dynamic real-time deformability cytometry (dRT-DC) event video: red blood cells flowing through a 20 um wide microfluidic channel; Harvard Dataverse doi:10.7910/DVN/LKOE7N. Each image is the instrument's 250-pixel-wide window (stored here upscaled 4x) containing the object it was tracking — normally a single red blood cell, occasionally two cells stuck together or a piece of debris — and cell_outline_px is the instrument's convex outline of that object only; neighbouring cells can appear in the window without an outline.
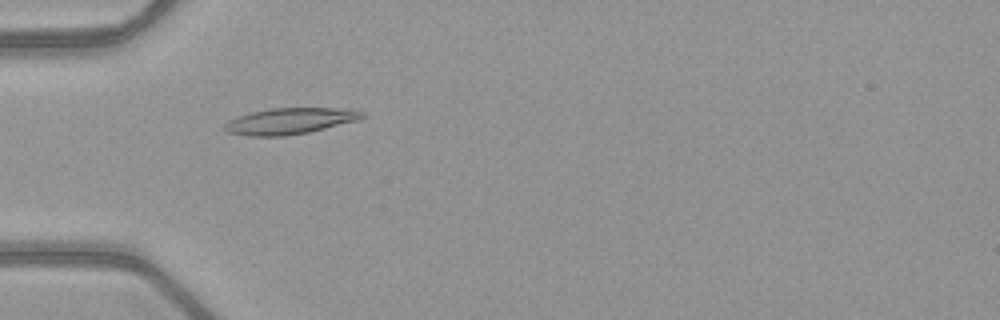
{"species": "common noctule bat (a hibernating species)", "species_latin": "Nyctalus noctula", "temperature_condition": "warm", "stored_images_in_passage": 52, "camera_frame_rate_fps": 3000, "um_per_image_px": 0.085, "animal": {"sex": "female", "body_mass_g": 21.9}, "frame": {"image": 1, "passage_image": 17, "time_ms": 5.333, "image_size_px": [1000, 320], "cell_outline_px": [[368, 116], [360, 120], [308, 132], [284, 136], [248, 136], [228, 132], [224, 128], [224, 124], [228, 120], [252, 112], [272, 108], [356, 108], [368, 112]], "centroid_in_image_um": [24.77, 10.27], "position_along_channel_um": 60.2, "area_um2": 21.27}}
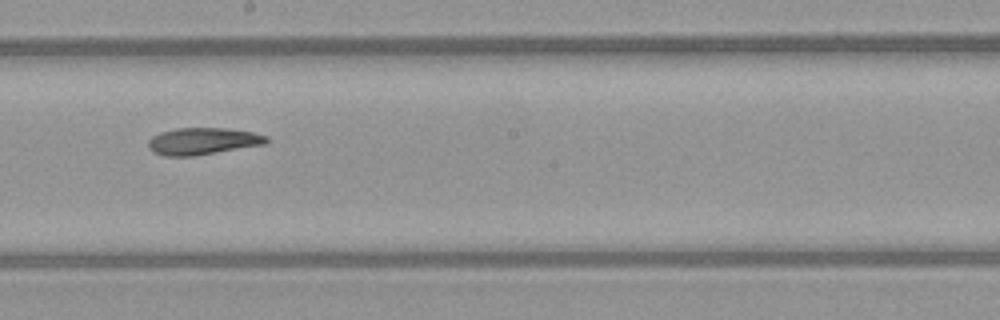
{"frame": {"image": 2, "passage_image": 30, "time_ms": 9.667, "image_size_px": [1000, 320], "cell_outline_px": [[272, 140], [268, 144], [192, 156], [164, 156], [152, 152], [148, 148], [148, 140], [152, 136], [160, 132], [176, 128], [228, 128], [252, 132], [268, 136]], "centroid_in_image_um": [17.26, 12.0], "position_along_channel_um": 230.9, "area_um2": 18.84}}
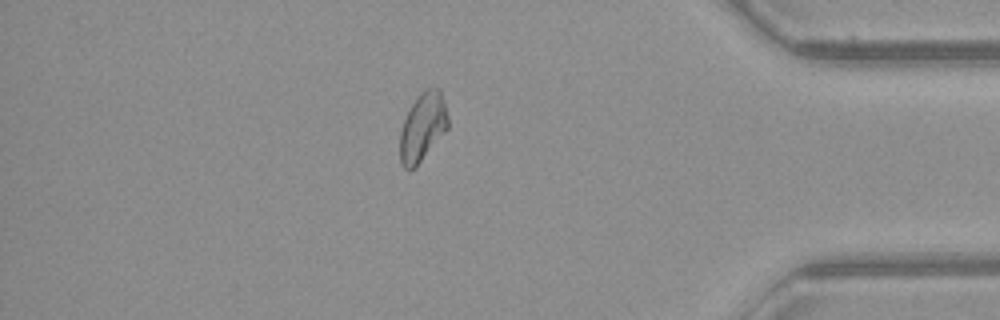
{"frame": {"image": 3, "passage_image": 45, "time_ms": 14.667, "image_size_px": [1000, 320], "cell_outline_px": [[448, 128], [420, 160], [412, 168], [404, 168], [400, 160], [400, 132], [404, 120], [416, 96], [420, 92], [428, 88], [440, 88], [444, 100], [448, 116]], "centroid_in_image_um": [35.93, 10.73], "position_along_channel_um": 399.3, "area_um2": 18.67}, "authors_computed_cell_mechanics": {"area_um2": 19.7965, "velocity_mm_per_s": 4.0174, "shape_relaxation_time_tau1_ms": null, "shape_relaxation_time_tau2_ms": 5.882, "deformation_change_tau1": null, "deformation_change_tau2": 0.1253}}